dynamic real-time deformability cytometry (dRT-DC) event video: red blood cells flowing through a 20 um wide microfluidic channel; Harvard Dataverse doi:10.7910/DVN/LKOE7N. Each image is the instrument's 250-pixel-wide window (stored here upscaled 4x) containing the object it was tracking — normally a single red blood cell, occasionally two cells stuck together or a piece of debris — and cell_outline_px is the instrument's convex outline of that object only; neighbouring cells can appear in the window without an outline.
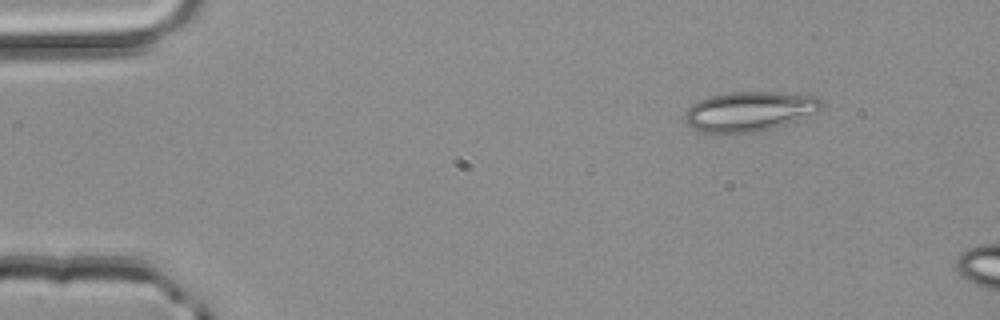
{"species": "common noctule bat (a hibernating species)", "species_latin": "Nyctalus noctula", "temperature_condition": "room temperature", "stored_images_in_passage": 3, "camera_frame_rate_fps": 3000, "um_per_image_px": 0.085, "animal": {"sex": "male", "body_mass_g": 20.4}, "frame": {"image": 1, "passage_image": 2, "time_ms": 0.333, "image_size_px": [1000, 320], "cell_outline_px": [[828, 104], [820, 112], [772, 128], [756, 132], [704, 132], [692, 128], [684, 120], [684, 116], [688, 108], [692, 104], [700, 100], [712, 96], [728, 92], [776, 92], [816, 96], [824, 100]], "centroid_in_image_um": [63.79, 9.45], "position_along_channel_um": 21.2, "area_um2": 31.67}}